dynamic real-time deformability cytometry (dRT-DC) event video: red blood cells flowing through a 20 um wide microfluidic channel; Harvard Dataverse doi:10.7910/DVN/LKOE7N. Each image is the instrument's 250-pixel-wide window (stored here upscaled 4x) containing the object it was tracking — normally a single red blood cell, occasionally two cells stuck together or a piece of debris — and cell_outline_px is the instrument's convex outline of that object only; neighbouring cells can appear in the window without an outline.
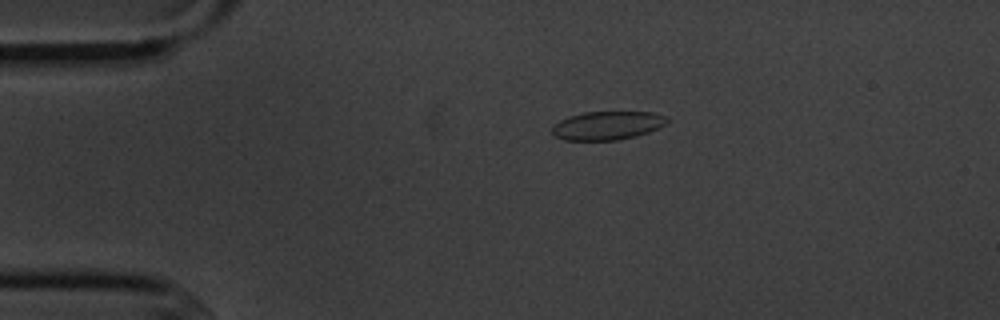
{"species": "common noctule bat (a hibernating species)", "species_latin": "Nyctalus noctula", "temperature_condition": "cold", "stored_images_in_passage": 9, "camera_frame_rate_fps": 3000, "um_per_image_px": 0.085, "animal": {"sex": "male", "body_mass_g": 20.1, "forearm_length_mm": 53.5}, "frame": {"image": 1, "passage_image": 3, "time_ms": 2.667, "image_size_px": [1000, 320], "cell_outline_px": [[668, 124], [660, 128], [636, 136], [616, 140], [564, 140], [556, 136], [552, 132], [552, 128], [560, 120], [568, 116], [584, 112], [652, 112], [668, 116]], "centroid_in_image_um": [51.68, 10.66], "position_along_channel_um": 33.3, "area_um2": 19.19}}
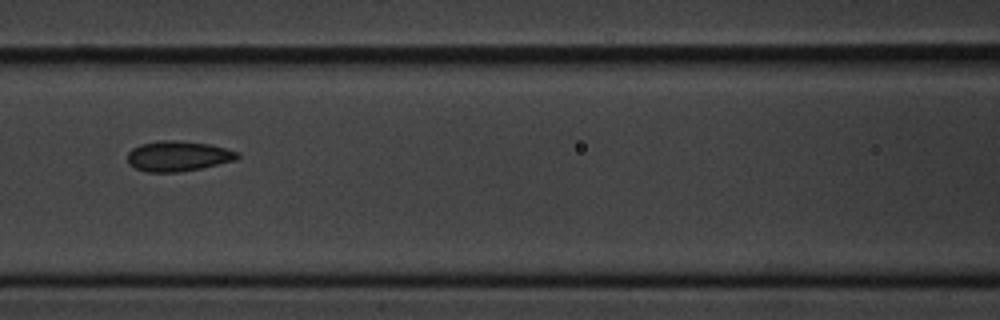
{"frame": {"image": 2, "passage_image": 7, "time_ms": 7.0, "image_size_px": [1000, 320], "cell_outline_px": [[240, 156], [236, 160], [200, 168], [180, 172], [148, 172], [136, 168], [128, 164], [128, 152], [132, 148], [140, 144], [160, 140], [172, 140], [208, 144], [240, 152]], "centroid_in_image_um": [15.12, 13.27], "position_along_channel_um": 151.5, "area_um2": 19.31}}
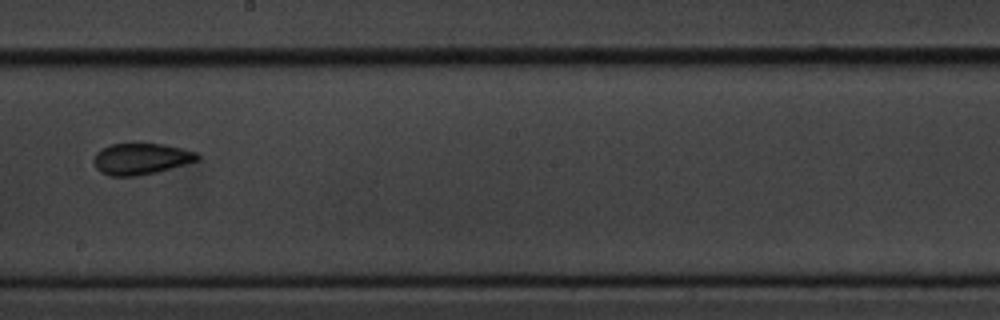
{"frame": {"image": 3, "passage_image": 9, "time_ms": 9.333, "image_size_px": [1000, 320], "cell_outline_px": [[200, 160], [156, 172], [136, 176], [108, 176], [100, 172], [96, 168], [92, 160], [96, 152], [108, 144], [164, 144], [184, 148], [196, 152], [200, 156]], "centroid_in_image_um": [11.97, 13.5], "position_along_channel_um": 236.2, "area_um2": 19.07}}